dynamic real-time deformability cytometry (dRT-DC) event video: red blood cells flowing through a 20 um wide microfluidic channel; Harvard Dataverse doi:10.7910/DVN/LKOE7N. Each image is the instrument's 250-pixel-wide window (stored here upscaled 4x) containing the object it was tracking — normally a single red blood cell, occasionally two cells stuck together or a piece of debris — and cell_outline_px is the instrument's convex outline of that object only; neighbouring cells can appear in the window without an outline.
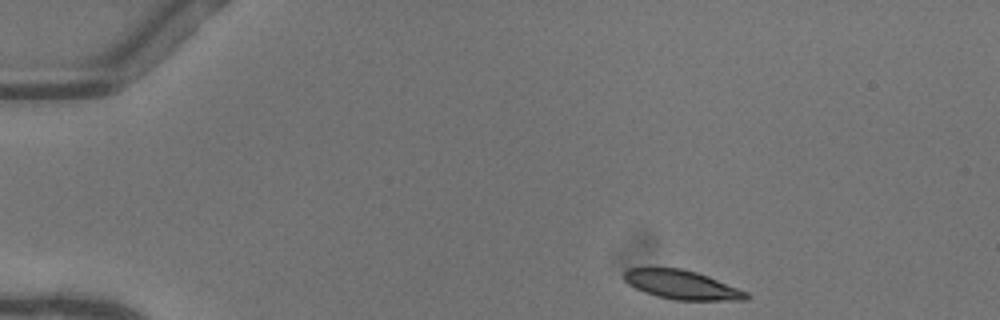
{"species": "common noctule bat (a hibernating species)", "species_latin": "Nyctalus noctula", "temperature_condition": "warm", "stored_images_in_passage": 10, "camera_frame_rate_fps": 3000, "um_per_image_px": 0.085, "animal": {"sex": "female"}, "frame": {"image": 1, "passage_image": 1, "time_ms": 0.0, "image_size_px": [1000, 320], "cell_outline_px": [[748, 300], [676, 300], [656, 296], [644, 292], [628, 284], [624, 280], [624, 272], [628, 268], [680, 268], [696, 272], [708, 276], [748, 292]], "centroid_in_image_um": [57.94, 24.21], "position_along_channel_um": 27.1, "area_um2": 20.52}}